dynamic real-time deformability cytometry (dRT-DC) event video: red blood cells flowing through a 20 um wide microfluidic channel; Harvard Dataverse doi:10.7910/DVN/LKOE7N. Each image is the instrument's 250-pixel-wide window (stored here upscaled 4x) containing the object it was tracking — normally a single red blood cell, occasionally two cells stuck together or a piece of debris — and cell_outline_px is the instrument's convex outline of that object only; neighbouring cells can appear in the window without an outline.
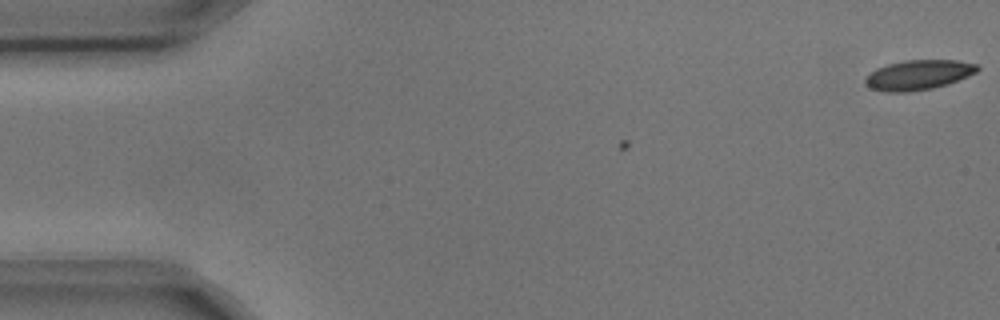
{"species": "common noctule bat (a hibernating species)", "species_latin": "Nyctalus noctula", "temperature_condition": "cold", "stored_images_in_passage": 2, "camera_frame_rate_fps": 3000, "um_per_image_px": 0.085, "animal": {"sex": "male", "body_mass_g": 17.9, "forearm_length_mm": 54.2}, "frame": {"image": 1, "passage_image": 2, "time_ms": 0.333, "image_size_px": [1000, 320], "cell_outline_px": [[980, 68], [976, 72], [968, 76], [948, 84], [932, 88], [908, 92], [884, 92], [872, 88], [864, 84], [864, 80], [876, 68], [888, 64], [904, 60], [956, 60], [976, 64]], "centroid_in_image_um": [78.06, 6.37], "position_along_channel_um": 6.9, "area_um2": 19.42}}